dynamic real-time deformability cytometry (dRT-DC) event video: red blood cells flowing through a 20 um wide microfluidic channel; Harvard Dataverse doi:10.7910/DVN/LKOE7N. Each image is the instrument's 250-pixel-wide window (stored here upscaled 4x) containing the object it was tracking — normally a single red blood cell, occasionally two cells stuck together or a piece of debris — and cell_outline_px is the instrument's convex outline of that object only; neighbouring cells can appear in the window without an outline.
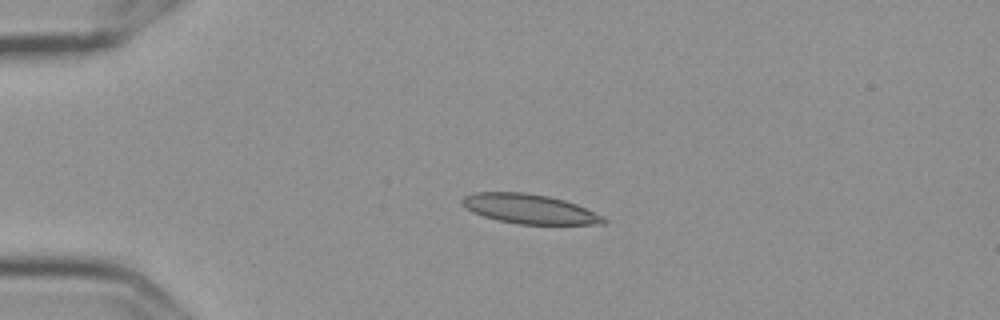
{"species": "Egyptian fruit bat (a non-hibernating species)", "species_latin": "Rousettus aegyptiacus", "temperature_condition": "cold", "stored_images_in_passage": 44, "camera_frame_rate_fps": 3000, "um_per_image_px": 0.085, "frame": {"image": 1, "passage_image": 1, "time_ms": 0.0, "image_size_px": [1000, 320], "cell_outline_px": [[608, 220], [604, 224], [516, 224], [496, 220], [472, 212], [460, 204], [460, 200], [464, 196], [472, 192], [524, 192], [548, 196], [564, 200], [576, 204], [604, 216]], "centroid_in_image_um": [44.97, 17.76], "position_along_channel_um": 40.0, "area_um2": 24.51}}
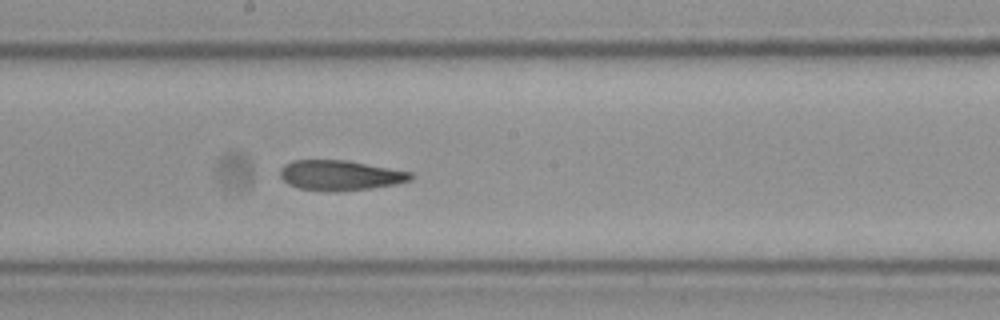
{"frame": {"image": 2, "passage_image": 19, "time_ms": 6.0, "image_size_px": [1000, 320], "cell_outline_px": [[412, 180], [392, 184], [368, 188], [300, 188], [288, 184], [280, 176], [280, 168], [284, 164], [292, 160], [344, 160], [412, 172]], "centroid_in_image_um": [28.88, 14.84], "position_along_channel_um": 219.3, "area_um2": 21.62}}
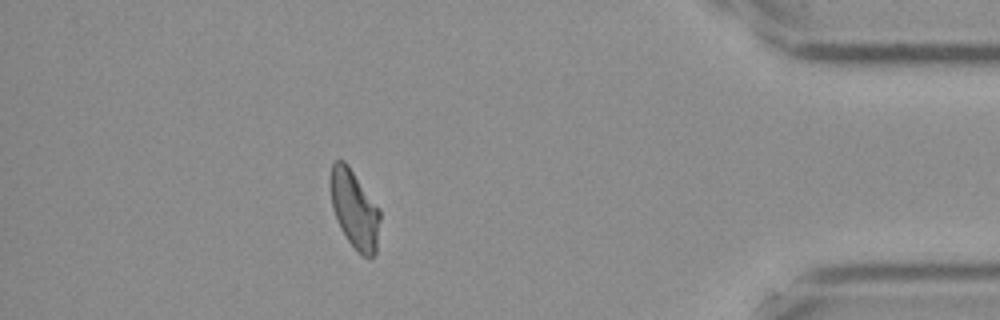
{"frame": {"image": 3, "passage_image": 38, "time_ms": 12.333, "image_size_px": [1000, 320], "cell_outline_px": [[380, 220], [376, 252], [368, 260], [356, 252], [340, 228], [332, 208], [328, 184], [332, 164], [336, 160], [344, 160], [348, 164], [380, 208]], "centroid_in_image_um": [30.12, 17.78], "position_along_channel_um": 405.1, "area_um2": 23.18}, "authors_computed_cell_mechanics": {"area_um2": 23.2356, "velocity_mm_per_s": 3.5831, "shape_relaxation_time_tau1_ms": null, "shape_relaxation_time_tau2_ms": 5.5281, "deformation_change_tau1": null, "deformation_change_tau2": 0.1231}}